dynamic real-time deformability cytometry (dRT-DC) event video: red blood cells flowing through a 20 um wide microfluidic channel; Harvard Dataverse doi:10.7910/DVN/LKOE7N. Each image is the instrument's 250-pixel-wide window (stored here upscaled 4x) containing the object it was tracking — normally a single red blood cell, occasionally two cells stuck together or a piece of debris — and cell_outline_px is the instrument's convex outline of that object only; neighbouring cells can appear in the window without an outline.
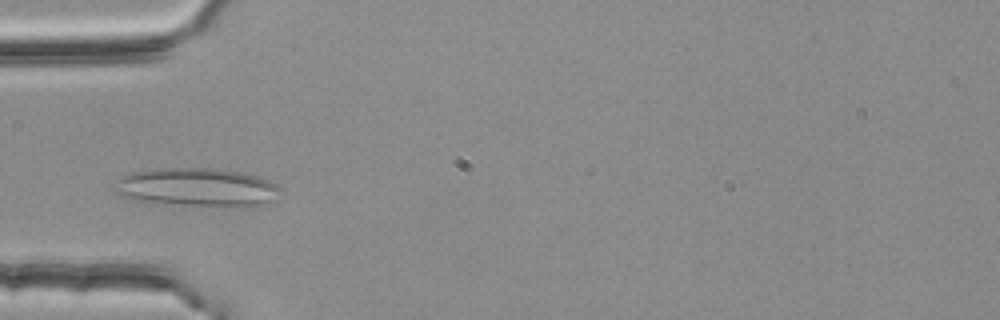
{"species": "common noctule bat (a hibernating species)", "species_latin": "Nyctalus noctula", "temperature_condition": "room temperature", "stored_images_in_passage": 4, "camera_frame_rate_fps": 3000, "um_per_image_px": 0.085, "animal": {"sex": "female", "body_mass_g": 25.1}, "frame": {"image": 1, "passage_image": 3, "time_ms": 0.667, "image_size_px": [1000, 320], "cell_outline_px": [[284, 192], [272, 200], [256, 204], [180, 204], [132, 200], [120, 196], [112, 188], [116, 180], [120, 176], [128, 172], [156, 168], [216, 168], [240, 172], [256, 176], [268, 180], [284, 188]], "centroid_in_image_um": [16.65, 15.87], "position_along_channel_um": 68.4, "area_um2": 36.65}}